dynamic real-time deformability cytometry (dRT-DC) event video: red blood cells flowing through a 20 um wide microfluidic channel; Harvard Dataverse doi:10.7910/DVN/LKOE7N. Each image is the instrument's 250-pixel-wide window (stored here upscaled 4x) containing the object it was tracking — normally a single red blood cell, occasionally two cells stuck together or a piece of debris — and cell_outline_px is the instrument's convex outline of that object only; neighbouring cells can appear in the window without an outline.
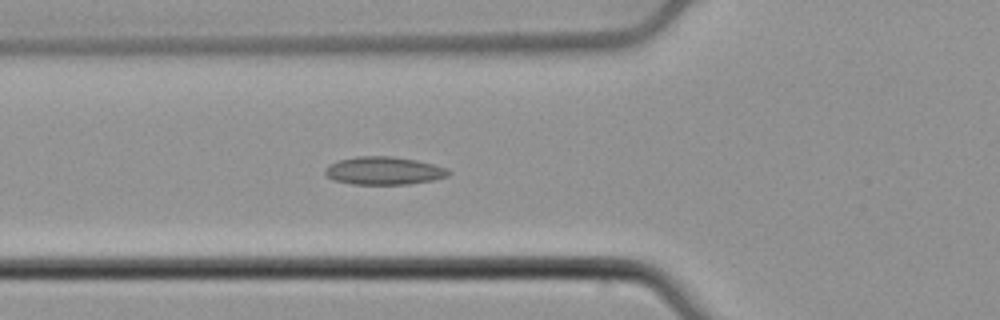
{"species": "common noctule bat (a hibernating species)", "species_latin": "Nyctalus noctula", "temperature_condition": "cold", "stored_images_in_passage": 54, "camera_frame_rate_fps": 3000, "um_per_image_px": 0.085, "animal": {"sex": "male", "body_mass_g": 21.5, "forearm_length_mm": 52.0}, "frame": {"image": 1, "passage_image": 20, "time_ms": 6.333, "image_size_px": [1000, 320], "cell_outline_px": [[452, 172], [448, 176], [432, 180], [408, 184], [352, 184], [332, 180], [324, 172], [324, 168], [328, 164], [340, 160], [356, 156], [392, 156], [416, 160], [448, 168]], "centroid_in_image_um": [32.61, 14.51], "position_along_channel_um": 93.2, "area_um2": 20.17}}
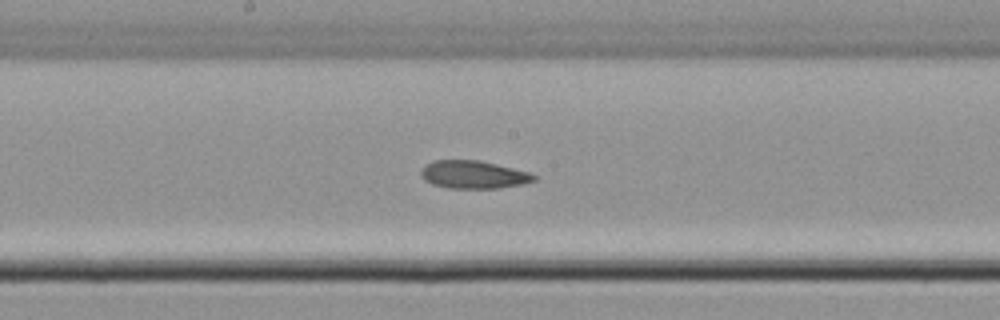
{"frame": {"image": 2, "passage_image": 29, "time_ms": 9.333, "image_size_px": [1000, 320], "cell_outline_px": [[536, 180], [524, 184], [500, 188], [448, 188], [432, 184], [424, 180], [420, 176], [420, 172], [432, 160], [480, 160], [528, 172], [536, 176]], "centroid_in_image_um": [40.24, 14.85], "position_along_channel_um": 208.0, "area_um2": 18.32}}
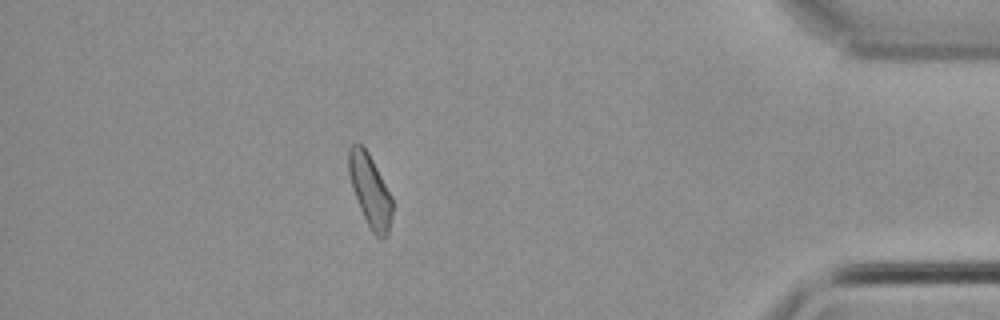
{"frame": {"image": 3, "passage_image": 48, "time_ms": 15.667, "image_size_px": [1000, 320], "cell_outline_px": [[392, 212], [388, 232], [384, 236], [376, 236], [372, 232], [356, 200], [352, 188], [348, 172], [348, 148], [356, 140], [368, 152], [392, 196]], "centroid_in_image_um": [31.43, 16.13], "position_along_channel_um": 403.8, "area_um2": 18.21}}